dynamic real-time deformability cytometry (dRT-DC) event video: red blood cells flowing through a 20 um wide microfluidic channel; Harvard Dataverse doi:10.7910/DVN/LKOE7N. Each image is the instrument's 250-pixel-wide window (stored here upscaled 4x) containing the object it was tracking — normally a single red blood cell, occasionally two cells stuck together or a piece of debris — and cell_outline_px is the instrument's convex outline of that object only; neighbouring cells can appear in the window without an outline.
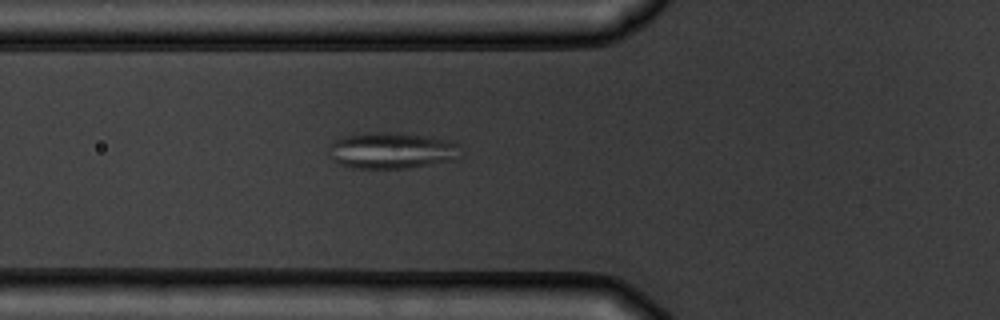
{"species": "common noctule bat (a hibernating species)", "species_latin": "Nyctalus noctula", "temperature_condition": "warm", "stored_images_in_passage": 2, "camera_frame_rate_fps": 3000, "um_per_image_px": 0.085, "animal": {"sex": "male", "body_mass_g": 19.5, "forearm_length_mm": 54.6}, "frame": {"image": 1, "passage_image": 2, "time_ms": 1.0, "image_size_px": [1000, 320], "cell_outline_px": [[460, 156], [456, 160], [408, 168], [352, 168], [340, 164], [332, 160], [328, 156], [328, 148], [336, 140], [344, 136], [376, 132], [384, 132], [424, 136], [448, 140], [456, 144]], "centroid_in_image_um": [33.26, 12.82], "position_along_channel_um": 92.5, "area_um2": 27.63}}